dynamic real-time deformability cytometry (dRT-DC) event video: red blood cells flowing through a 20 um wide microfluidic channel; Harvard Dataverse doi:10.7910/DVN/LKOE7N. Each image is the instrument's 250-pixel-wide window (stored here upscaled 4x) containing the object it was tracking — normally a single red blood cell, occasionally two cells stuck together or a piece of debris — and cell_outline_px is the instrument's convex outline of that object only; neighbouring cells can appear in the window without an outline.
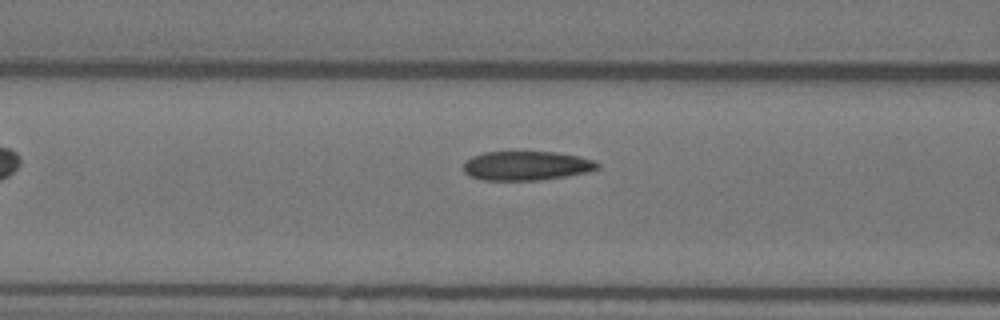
{"species": "Egyptian fruit bat (a non-hibernating species)", "species_latin": "Rousettus aegyptiacus", "temperature_condition": "warm", "stored_images_in_passage": 9, "camera_frame_rate_fps": 3000, "um_per_image_px": 0.085, "animal": {"sex": "female"}, "frame": {"image": 1, "passage_image": 7, "time_ms": 2.0, "image_size_px": [1000, 320], "cell_outline_px": [[600, 168], [588, 172], [540, 180], [484, 180], [468, 176], [464, 172], [464, 160], [472, 156], [484, 152], [556, 152], [580, 156], [596, 160], [600, 164]], "centroid_in_image_um": [44.76, 14.08], "position_along_channel_um": 121.8, "area_um2": 23.0}}